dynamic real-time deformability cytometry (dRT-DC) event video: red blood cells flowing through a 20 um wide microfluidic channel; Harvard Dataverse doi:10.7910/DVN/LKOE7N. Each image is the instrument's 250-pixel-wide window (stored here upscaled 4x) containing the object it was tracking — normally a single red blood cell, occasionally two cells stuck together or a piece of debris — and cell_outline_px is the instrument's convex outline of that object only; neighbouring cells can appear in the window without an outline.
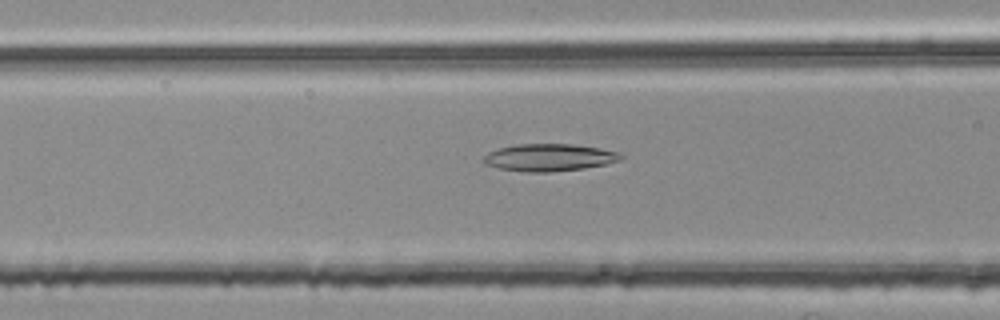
{"species": "common noctule bat (a hibernating species)", "species_latin": "Nyctalus noctula", "temperature_condition": "room temperature", "stored_images_in_passage": 25, "camera_frame_rate_fps": 3000, "um_per_image_px": 0.085, "animal": {"sex": "female", "body_mass_g": 25.1}, "frame": {"image": 1, "passage_image": 8, "time_ms": 2.333, "image_size_px": [1000, 320], "cell_outline_px": [[624, 156], [620, 160], [604, 164], [584, 168], [548, 172], [524, 172], [500, 168], [484, 164], [484, 156], [488, 152], [496, 148], [516, 144], [572, 144], [600, 148], [620, 152]], "centroid_in_image_um": [46.67, 13.38], "position_along_channel_um": 119.9, "area_um2": 21.85}}
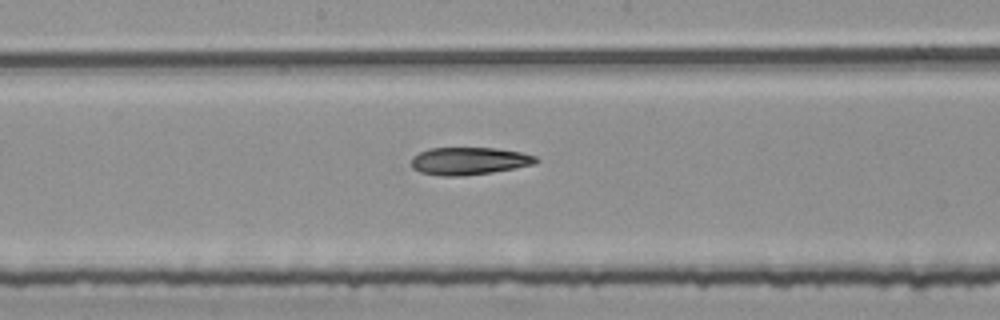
{"frame": {"image": 2, "passage_image": 15, "time_ms": 4.667, "image_size_px": [1000, 320], "cell_outline_px": [[540, 160], [536, 164], [516, 168], [492, 172], [464, 176], [440, 176], [420, 172], [412, 168], [412, 156], [428, 148], [496, 148], [520, 152], [536, 156]], "centroid_in_image_um": [39.89, 13.69], "position_along_channel_um": 208.3, "area_um2": 20.17}}
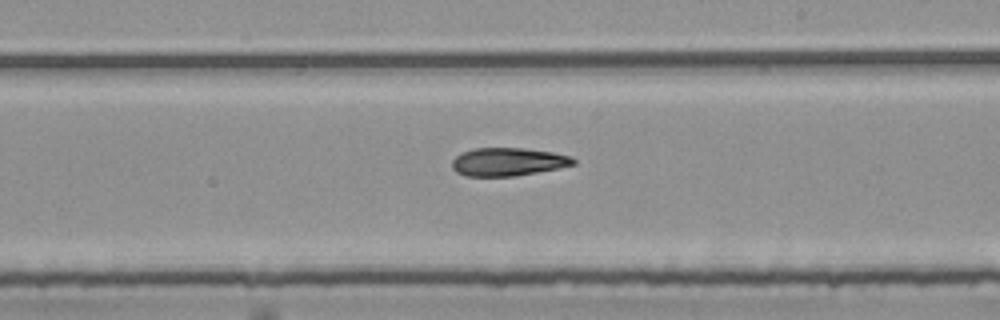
{"frame": {"image": 3, "passage_image": 18, "time_ms": 5.667, "image_size_px": [1000, 320], "cell_outline_px": [[576, 164], [560, 168], [512, 176], [464, 176], [456, 172], [452, 168], [452, 160], [460, 152], [476, 148], [524, 148], [552, 152], [572, 156], [576, 160]], "centroid_in_image_um": [43.18, 13.75], "position_along_channel_um": 245.8, "area_um2": 20.0}}